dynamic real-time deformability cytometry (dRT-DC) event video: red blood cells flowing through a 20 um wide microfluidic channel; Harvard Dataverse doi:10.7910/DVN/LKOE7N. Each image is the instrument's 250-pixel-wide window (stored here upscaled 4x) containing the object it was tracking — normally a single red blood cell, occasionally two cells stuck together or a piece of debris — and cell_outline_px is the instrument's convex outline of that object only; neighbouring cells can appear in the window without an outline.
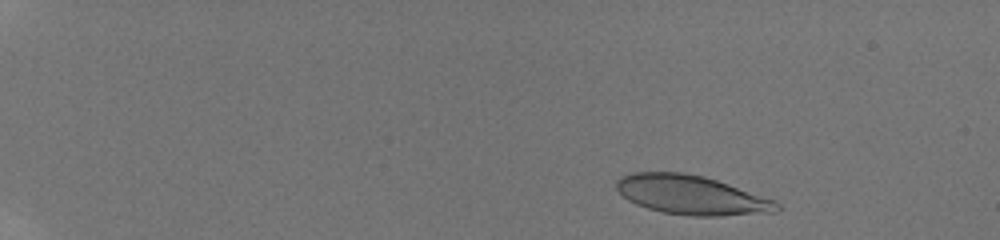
{"species": "human", "species_latin": "Homo sapiens", "temperature_condition": "room temperature", "stored_images_in_passage": 23, "camera_frame_rate_fps": 3000, "um_per_image_px": 0.085, "donor": {"sex": "male"}, "frame": {"image": 1, "passage_image": 3, "time_ms": 0.667, "image_size_px": [1000, 240], "cell_outline_px": [[780, 208], [776, 212], [720, 216], [692, 216], [660, 212], [636, 204], [628, 200], [616, 188], [616, 180], [620, 176], [632, 172], [684, 172], [704, 176], [776, 200], [780, 204]], "centroid_in_image_um": [58.76, 16.57], "position_along_channel_um": 26.2, "area_um2": 36.76}}
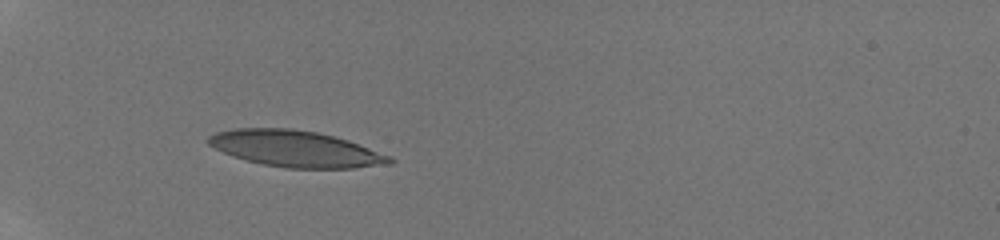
{"frame": {"image": 2, "passage_image": 22, "time_ms": 4.333, "image_size_px": [1000, 240], "cell_outline_px": [[396, 160], [392, 164], [352, 168], [284, 168], [264, 164], [232, 156], [208, 144], [208, 136], [216, 132], [232, 128], [292, 128], [316, 132], [348, 140], [392, 156]], "centroid_in_image_um": [25.16, 12.64], "position_along_channel_um": 59.8, "area_um2": 38.32}}